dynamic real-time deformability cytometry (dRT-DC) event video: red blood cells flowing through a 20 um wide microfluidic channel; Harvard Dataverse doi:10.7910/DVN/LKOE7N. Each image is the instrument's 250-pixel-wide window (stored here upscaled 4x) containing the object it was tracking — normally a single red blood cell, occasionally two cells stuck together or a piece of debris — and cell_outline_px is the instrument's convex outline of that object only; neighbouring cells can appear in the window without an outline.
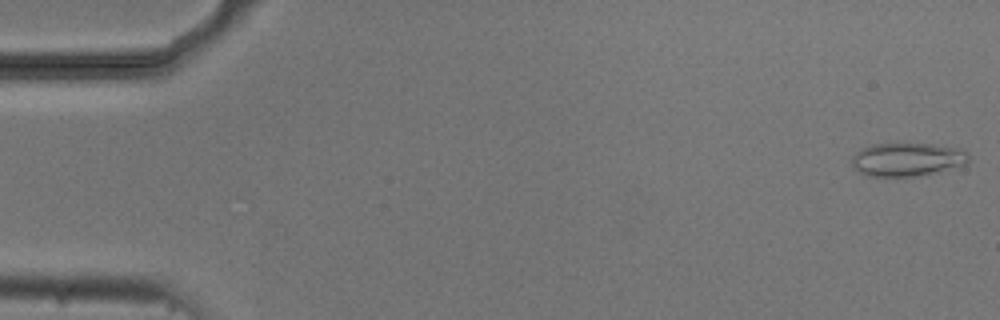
{"species": "common noctule bat (a hibernating species)", "species_latin": "Nyctalus noctula", "temperature_condition": "cold", "stored_images_in_passage": 53, "camera_frame_rate_fps": 3000, "um_per_image_px": 0.085, "animal": {"sex": "male", "body_mass_g": 20.5, "forearm_length_mm": 52.5}, "frame": {"image": 1, "passage_image": 1, "time_ms": 0.0, "image_size_px": [1000, 320], "cell_outline_px": [[968, 164], [916, 176], [864, 176], [852, 164], [852, 156], [856, 152], [872, 144], [896, 140], [932, 144], [960, 148], [968, 152]], "centroid_in_image_um": [77.1, 13.5], "position_along_channel_um": 7.9, "area_um2": 23.41}}
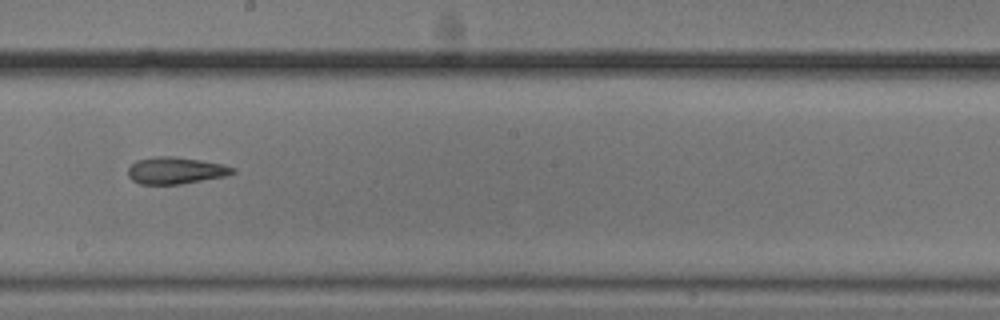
{"frame": {"image": 2, "passage_image": 30, "time_ms": 9.667, "image_size_px": [1000, 320], "cell_outline_px": [[236, 172], [224, 176], [180, 184], [140, 184], [132, 180], [128, 176], [128, 168], [136, 160], [156, 156], [176, 156], [224, 164], [236, 168]], "centroid_in_image_um": [14.92, 14.48], "position_along_channel_um": 233.3, "area_um2": 16.42}}
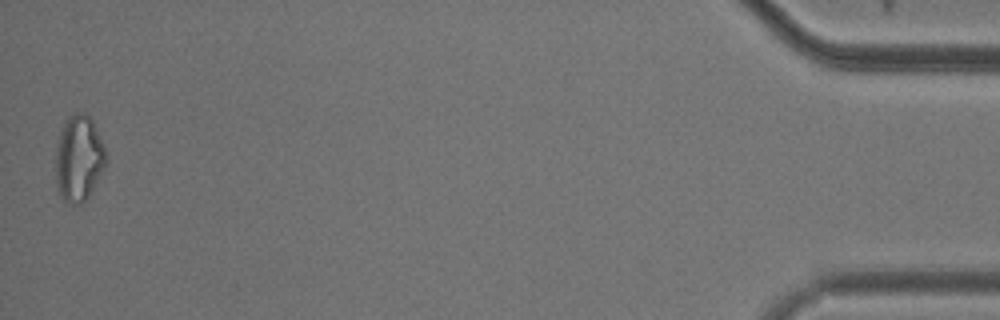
{"frame": {"image": 3, "passage_image": 53, "time_ms": 17.333, "image_size_px": [1000, 320], "cell_outline_px": [[104, 168], [88, 196], [80, 204], [72, 204], [64, 200], [60, 192], [56, 180], [56, 144], [60, 132], [68, 116], [76, 112], [84, 112], [92, 120], [104, 148]], "centroid_in_image_um": [6.67, 13.44], "position_along_channel_um": 428.5, "area_um2": 24.57}, "authors_computed_cell_mechanics": {"area_um2": 19.0162, "velocity_mm_per_s": 3.7486, "shape_relaxation_time_tau1_ms": null, "shape_relaxation_time_tau2_ms": 5.8584, "deformation_change_tau1": null, "deformation_change_tau2": 0.1569}}